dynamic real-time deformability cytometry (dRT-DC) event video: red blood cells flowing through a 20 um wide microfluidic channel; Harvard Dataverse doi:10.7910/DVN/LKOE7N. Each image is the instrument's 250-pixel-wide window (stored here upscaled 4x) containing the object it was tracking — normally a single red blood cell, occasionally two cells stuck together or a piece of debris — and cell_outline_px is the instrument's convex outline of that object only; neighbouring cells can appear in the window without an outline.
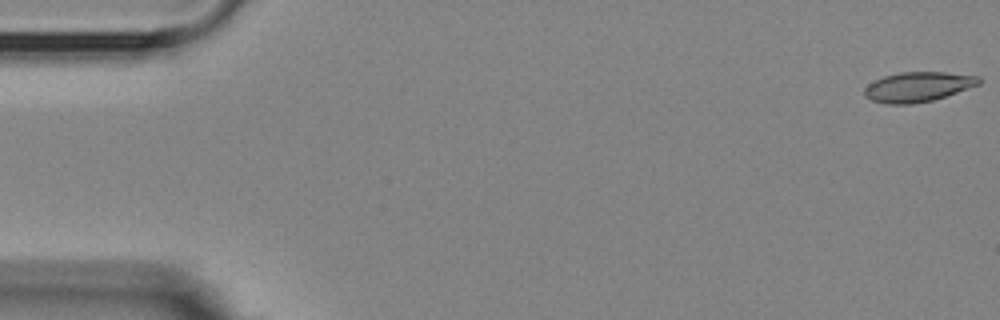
{"species": "Egyptian fruit bat (a non-hibernating species)", "species_latin": "Rousettus aegyptiacus", "temperature_condition": "room temperature", "stored_images_in_passage": 56, "camera_frame_rate_fps": 3000, "um_per_image_px": 0.085, "animal": {"sex": "female"}, "frame": {"image": 1, "passage_image": 1, "time_ms": 0.0, "image_size_px": [1000, 320], "cell_outline_px": [[980, 84], [932, 100], [912, 104], [884, 104], [872, 100], [864, 96], [864, 88], [868, 84], [884, 76], [900, 72], [944, 72], [980, 76]], "centroid_in_image_um": [77.99, 7.38], "position_along_channel_um": 7.0, "area_um2": 19.77}}
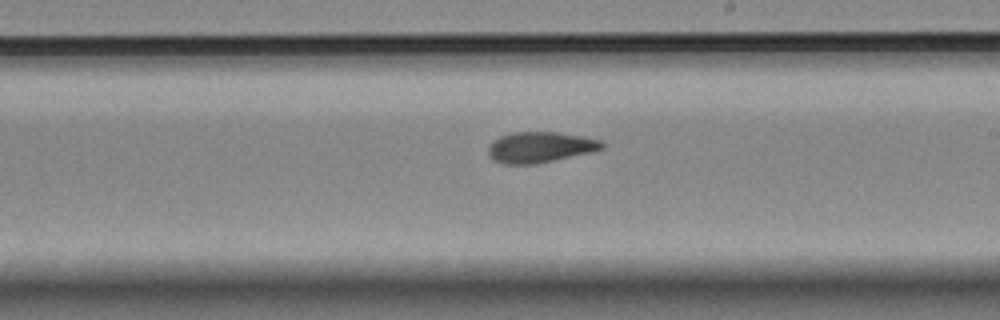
{"frame": {"image": 2, "passage_image": 32, "time_ms": 10.333, "image_size_px": [1000, 320], "cell_outline_px": [[604, 148], [592, 152], [536, 164], [504, 164], [492, 160], [488, 156], [488, 148], [492, 140], [500, 136], [512, 132], [556, 132], [584, 136], [600, 140], [604, 144]], "centroid_in_image_um": [45.88, 12.51], "position_along_channel_um": 243.1, "area_um2": 20.58}}
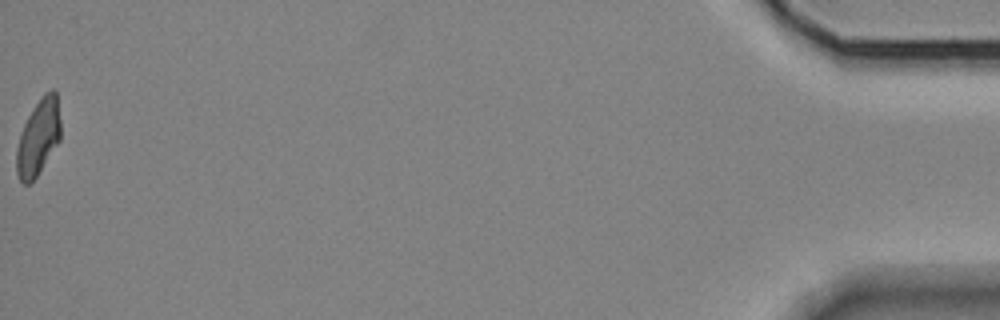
{"frame": {"image": 3, "passage_image": 56, "time_ms": 18.333, "image_size_px": [1000, 320], "cell_outline_px": [[60, 140], [36, 176], [28, 184], [24, 184], [20, 180], [16, 172], [16, 148], [20, 132], [32, 108], [40, 96], [44, 92], [52, 88], [56, 92], [60, 120]], "centroid_in_image_um": [3.25, 11.63], "position_along_channel_um": 432.0, "area_um2": 19.54}, "authors_computed_cell_mechanics": {"area_um2": 20.3745, "velocity_mm_per_s": 3.5864, "shape_relaxation_time_tau1_ms": null, "shape_relaxation_time_tau2_ms": 3.5227, "deformation_change_tau1": null, "deformation_change_tau2": 0.0873}}